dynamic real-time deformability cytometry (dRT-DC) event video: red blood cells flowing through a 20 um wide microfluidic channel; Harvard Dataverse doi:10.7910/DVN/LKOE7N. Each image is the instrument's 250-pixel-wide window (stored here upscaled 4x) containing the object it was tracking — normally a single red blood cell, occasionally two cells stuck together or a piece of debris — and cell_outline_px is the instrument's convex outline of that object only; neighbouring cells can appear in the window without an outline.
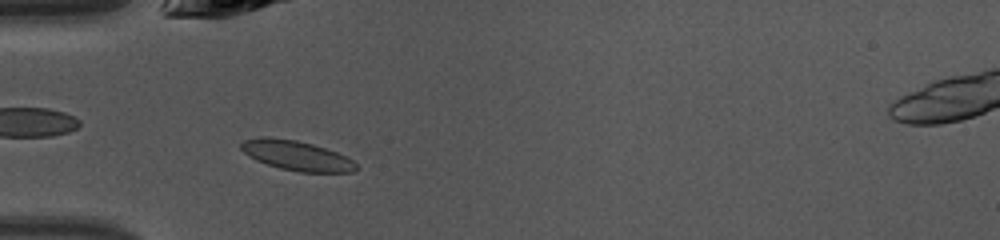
{"species": "common noctule bat (a hibernating species)", "species_latin": "Nyctalus noctula", "temperature_condition": "warm", "stored_images_in_passage": 34, "camera_frame_rate_fps": 3000, "um_per_image_px": 0.085, "animal": {"sex": "female", "body_mass_g": 10.0, "forearm_length_mm": 53.1}, "frame": {"image": 1, "passage_image": 14, "time_ms": 4.333, "image_size_px": [1000, 240], "cell_outline_px": [[356, 168], [352, 172], [300, 172], [280, 168], [256, 160], [248, 156], [240, 148], [240, 144], [244, 140], [260, 136], [268, 136], [296, 140], [312, 144], [336, 152], [352, 160], [356, 164]], "centroid_in_image_um": [25.15, 13.21], "position_along_channel_um": 59.8, "area_um2": 19.83}}
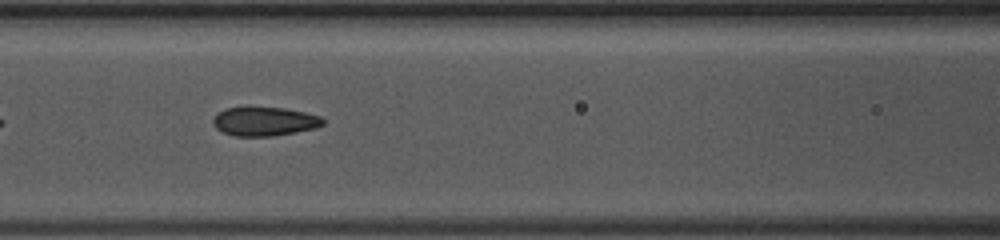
{"frame": {"image": 2, "passage_image": 20, "time_ms": 6.333, "image_size_px": [1000, 240], "cell_outline_px": [[324, 124], [316, 128], [296, 132], [272, 136], [236, 136], [224, 132], [216, 128], [212, 124], [212, 120], [220, 112], [228, 108], [284, 108], [304, 112], [320, 116], [324, 120]], "centroid_in_image_um": [22.51, 10.33], "position_along_channel_um": 144.1, "area_um2": 18.21}}
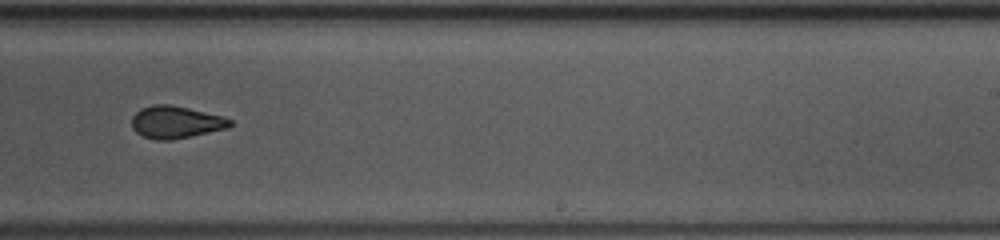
{"frame": {"image": 3, "passage_image": 29, "time_ms": 9.333, "image_size_px": [1000, 240], "cell_outline_px": [[232, 124], [228, 128], [172, 140], [156, 140], [144, 136], [136, 132], [132, 128], [132, 116], [140, 108], [152, 104], [168, 104], [188, 108], [224, 116], [232, 120]], "centroid_in_image_um": [14.94, 10.38], "position_along_channel_um": 274.1, "area_um2": 18.55}}